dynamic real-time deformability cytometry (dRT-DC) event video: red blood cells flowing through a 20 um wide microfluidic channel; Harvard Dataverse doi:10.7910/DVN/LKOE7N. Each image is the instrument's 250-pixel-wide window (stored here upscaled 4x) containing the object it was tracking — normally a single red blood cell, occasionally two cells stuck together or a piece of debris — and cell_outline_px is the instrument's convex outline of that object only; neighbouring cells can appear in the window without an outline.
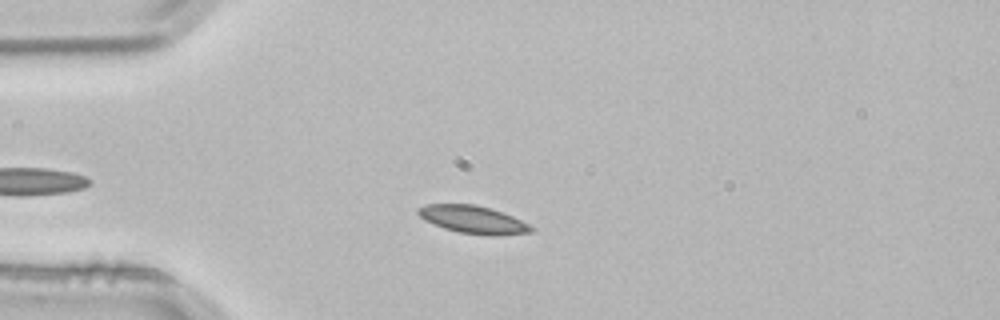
{"species": "common noctule bat (a hibernating species)", "species_latin": "Nyctalus noctula", "temperature_condition": "room temperature", "stored_images_in_passage": 3, "camera_frame_rate_fps": 3000, "um_per_image_px": 0.085, "animal": {"sex": "male", "body_mass_g": 21.5, "forearm_length_mm": 52.0}, "frame": {"image": 1, "passage_image": 3, "time_ms": 0.667, "image_size_px": [1000, 320], "cell_outline_px": [[536, 228], [532, 232], [500, 236], [488, 236], [460, 232], [444, 228], [424, 220], [416, 212], [416, 208], [424, 204], [476, 204], [492, 208], [512, 216]], "centroid_in_image_um": [40.22, 18.66], "position_along_channel_um": 44.8, "area_um2": 18.5}}